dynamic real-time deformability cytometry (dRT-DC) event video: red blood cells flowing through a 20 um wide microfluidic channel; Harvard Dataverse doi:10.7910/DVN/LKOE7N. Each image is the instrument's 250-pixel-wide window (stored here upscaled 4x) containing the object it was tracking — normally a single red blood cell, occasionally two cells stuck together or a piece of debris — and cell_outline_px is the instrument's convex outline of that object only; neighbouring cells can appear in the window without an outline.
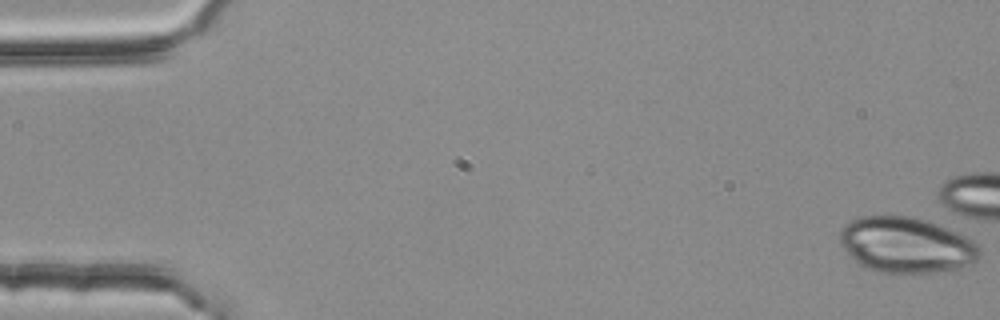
{"species": "common noctule bat (a hibernating species)", "species_latin": "Nyctalus noctula", "temperature_condition": "room temperature", "stored_images_in_passage": 2, "camera_frame_rate_fps": 3000, "um_per_image_px": 0.085, "animal": {"sex": "female", "body_mass_g": 25.1}, "frame": {"image": 1, "passage_image": 1, "time_ms": 0.0, "image_size_px": [1000, 320], "cell_outline_px": [[980, 256], [972, 264], [956, 272], [876, 272], [860, 264], [840, 244], [840, 228], [852, 220], [860, 216], [912, 216], [928, 220], [956, 232], [972, 240], [980, 248]], "centroid_in_image_um": [77.08, 20.83], "position_along_channel_um": 7.9, "area_um2": 45.43}}